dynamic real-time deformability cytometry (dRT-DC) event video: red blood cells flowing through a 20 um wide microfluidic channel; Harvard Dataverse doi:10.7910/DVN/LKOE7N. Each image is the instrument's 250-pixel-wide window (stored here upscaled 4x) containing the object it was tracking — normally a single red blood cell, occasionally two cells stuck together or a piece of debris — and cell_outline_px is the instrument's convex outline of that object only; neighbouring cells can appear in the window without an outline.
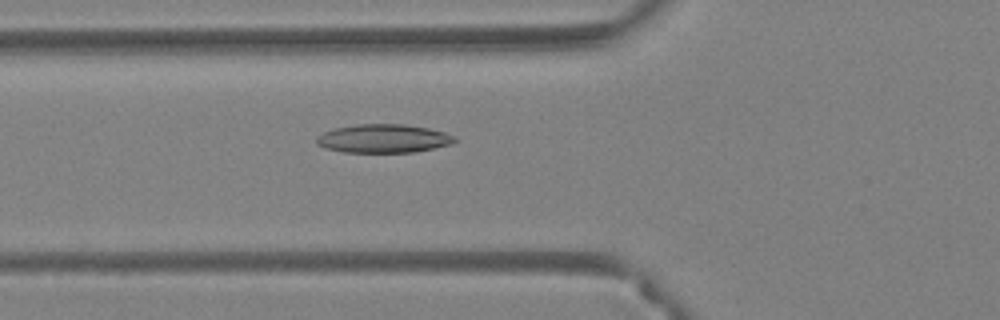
{"species": "Egyptian fruit bat (a non-hibernating species)", "species_latin": "Rousettus aegyptiacus", "temperature_condition": "warm", "stored_images_in_passage": 52, "camera_frame_rate_fps": 3000, "um_per_image_px": 0.085, "animal": {"sex": "female"}, "frame": {"image": 1, "passage_image": 20, "time_ms": 6.333, "image_size_px": [1000, 320], "cell_outline_px": [[456, 140], [448, 144], [432, 148], [412, 152], [344, 152], [324, 148], [316, 144], [316, 136], [324, 132], [336, 128], [360, 124], [404, 124], [428, 128], [444, 132], [456, 136]], "centroid_in_image_um": [32.55, 11.77], "position_along_channel_um": 93.2, "area_um2": 22.77}}
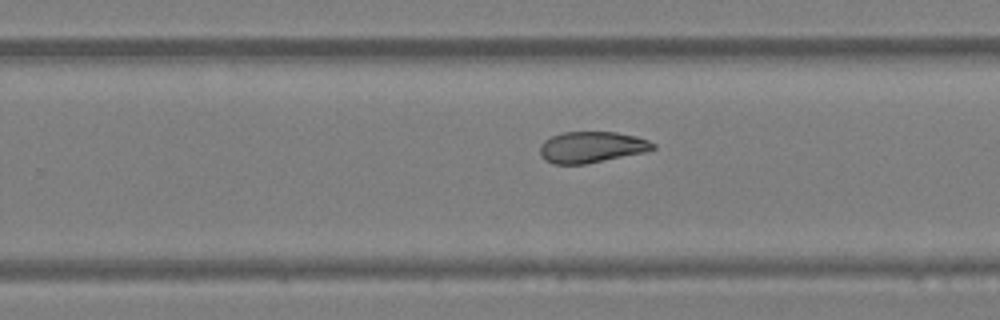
{"frame": {"image": 2, "passage_image": 34, "time_ms": 11.0, "image_size_px": [1000, 320], "cell_outline_px": [[656, 148], [644, 152], [584, 164], [552, 164], [544, 160], [540, 156], [540, 144], [544, 140], [552, 136], [564, 132], [616, 132], [636, 136], [648, 140], [656, 144]], "centroid_in_image_um": [50.26, 12.5], "position_along_channel_um": 279.5, "area_um2": 20.52}}
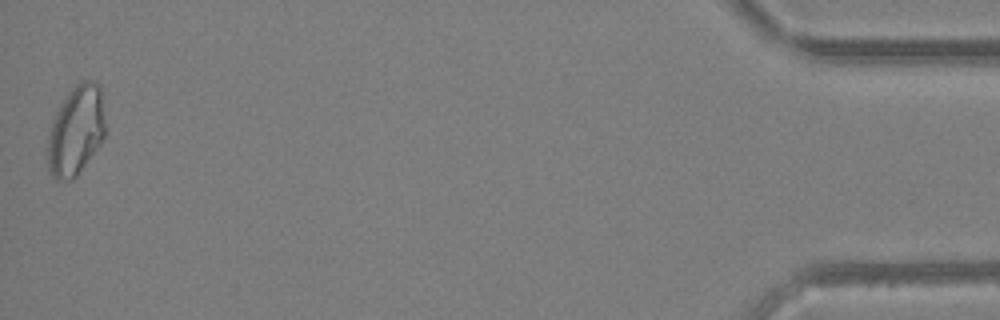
{"frame": {"image": 3, "passage_image": 52, "time_ms": 17.0, "image_size_px": [1000, 320], "cell_outline_px": [[104, 136], [100, 144], [76, 176], [72, 180], [56, 180], [52, 176], [48, 168], [48, 136], [52, 120], [60, 104], [68, 92], [80, 80], [96, 80], [100, 84], [104, 120]], "centroid_in_image_um": [6.45, 11.07], "position_along_channel_um": 428.8, "area_um2": 30.0}, "authors_computed_cell_mechanics": {"area_um2": 24.2471, "velocity_mm_per_s": 3.9957, "shape_relaxation_time_tau1_ms": null, "shape_relaxation_time_tau2_ms": 7.049, "deformation_change_tau1": null, "deformation_change_tau2": 0.1371}}